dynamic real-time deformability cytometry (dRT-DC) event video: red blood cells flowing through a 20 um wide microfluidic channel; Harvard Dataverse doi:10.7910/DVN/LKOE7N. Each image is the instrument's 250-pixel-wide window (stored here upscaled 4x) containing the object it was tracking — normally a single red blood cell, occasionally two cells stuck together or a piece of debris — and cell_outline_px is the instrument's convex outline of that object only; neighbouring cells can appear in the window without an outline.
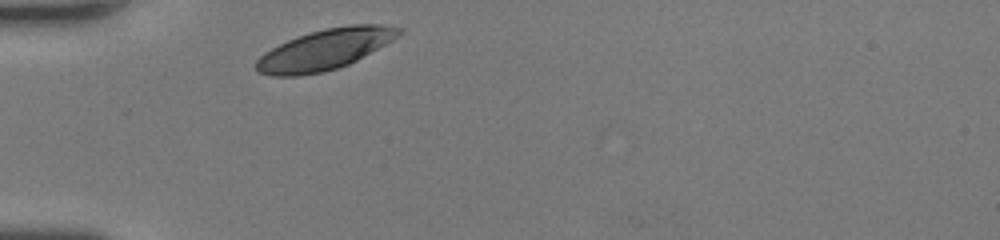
{"species": "human", "species_latin": "Homo sapiens", "temperature_condition": "room temperature", "stored_images_in_passage": 25, "camera_frame_rate_fps": 3000, "um_per_image_px": 0.085, "donor": {"sex": "female"}, "frame": {"image": 1, "passage_image": 1, "time_ms": 0.0, "image_size_px": [1000, 240], "cell_outline_px": [[404, 32], [392, 40], [356, 60], [348, 64], [324, 72], [300, 76], [268, 76], [256, 72], [256, 60], [264, 52], [288, 40], [312, 32], [328, 28], [352, 24], [380, 24], [404, 28]], "centroid_in_image_um": [27.61, 4.22], "position_along_channel_um": 57.4, "area_um2": 33.52}}
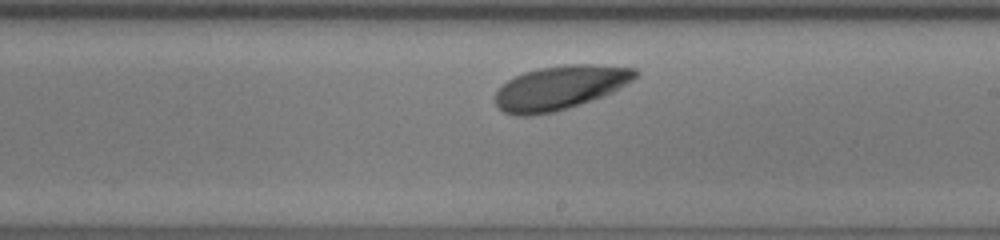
{"frame": {"image": 2, "passage_image": 15, "time_ms": 4.667, "image_size_px": [1000, 240], "cell_outline_px": [[640, 72], [632, 80], [612, 92], [568, 108], [552, 112], [528, 116], [516, 116], [504, 112], [496, 104], [496, 92], [508, 80], [524, 72], [540, 68], [564, 64], [592, 64], [636, 68]], "centroid_in_image_um": [47.6, 7.44], "position_along_channel_um": 241.4, "area_um2": 35.55}}
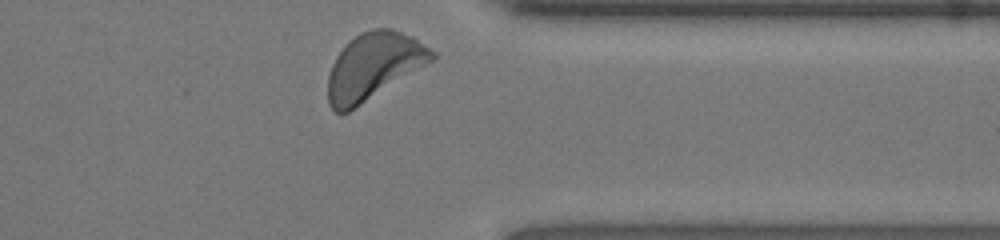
{"frame": {"image": 3, "passage_image": 25, "time_ms": 8.0, "image_size_px": [1000, 240], "cell_outline_px": [[436, 56], [432, 60], [348, 112], [336, 112], [328, 104], [328, 76], [332, 64], [336, 56], [360, 32], [372, 28], [392, 28], [412, 36], [436, 52]], "centroid_in_image_um": [31.74, 5.61], "position_along_channel_um": 379.7, "area_um2": 39.54}, "authors_computed_cell_mechanics": {"area_um2": 35.547, "velocity_mm_per_s": 4.2283, "shape_relaxation_time_tau1_ms": 0.8366, "shape_relaxation_time_tau2_ms": null, "deformation_change_tau1": 0.0852, "deformation_change_tau2": null}}